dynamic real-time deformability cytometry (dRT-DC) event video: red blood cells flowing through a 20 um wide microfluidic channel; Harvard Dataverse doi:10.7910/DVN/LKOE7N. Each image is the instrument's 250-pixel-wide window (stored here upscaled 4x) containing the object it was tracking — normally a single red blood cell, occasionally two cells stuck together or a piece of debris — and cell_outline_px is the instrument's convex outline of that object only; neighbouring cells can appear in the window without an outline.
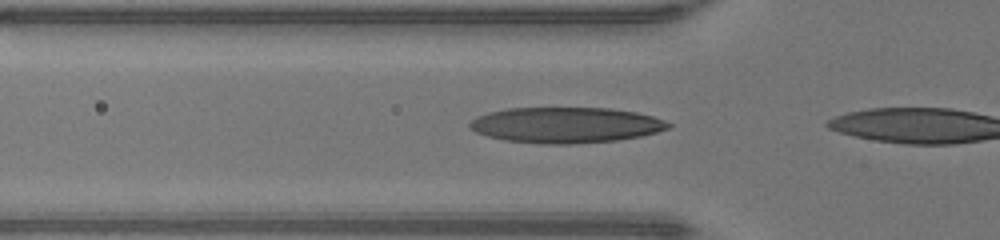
{"species": "human", "species_latin": "Homo sapiens", "temperature_condition": "warm", "stored_images_in_passage": 4, "camera_frame_rate_fps": 3000, "um_per_image_px": 0.085, "donor": {"sex": "male"}, "frame": {"image": 1, "passage_image": 2, "time_ms": 0.333, "image_size_px": [1000, 240], "cell_outline_px": [[672, 128], [640, 136], [616, 140], [572, 144], [540, 144], [504, 140], [488, 136], [476, 132], [468, 128], [468, 124], [476, 116], [488, 112], [508, 108], [608, 108], [636, 112], [652, 116], [664, 120], [672, 124]], "centroid_in_image_um": [48.07, 10.63], "position_along_channel_um": 77.7, "area_um2": 41.44}}